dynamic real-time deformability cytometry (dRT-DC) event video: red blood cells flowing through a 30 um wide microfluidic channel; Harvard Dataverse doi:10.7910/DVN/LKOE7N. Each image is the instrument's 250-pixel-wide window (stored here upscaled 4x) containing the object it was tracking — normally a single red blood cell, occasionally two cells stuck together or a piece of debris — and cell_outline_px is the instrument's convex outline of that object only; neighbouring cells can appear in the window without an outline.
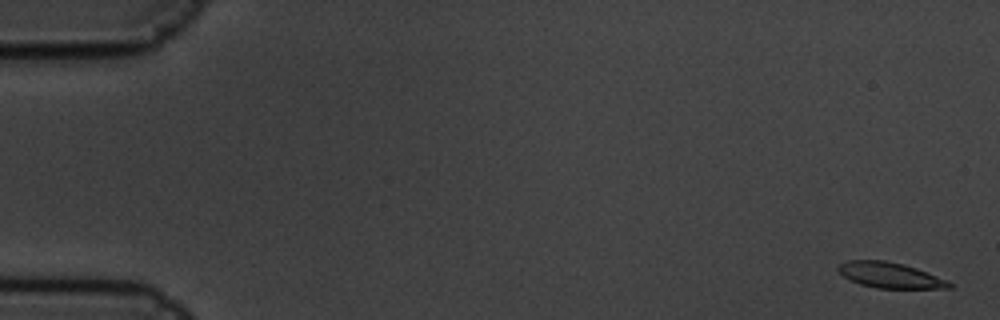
{"species": "common noctule bat (a hibernating species)", "species_latin": "Nyctalus noctula", "temperature_condition": "cold", "stored_images_in_passage": 7, "camera_frame_rate_fps": 3000, "um_per_image_px": 0.085, "animal": {"sex": "male", "body_mass_g": 19.5, "forearm_length_mm": 54.6}, "frame": {"image": 1, "passage_image": 1, "time_ms": 0.0, "image_size_px": [1000, 320], "cell_outline_px": [[952, 288], [876, 288], [860, 284], [844, 276], [836, 268], [840, 264], [848, 260], [884, 260], [904, 264], [916, 268], [948, 280], [952, 284]], "centroid_in_image_um": [75.66, 23.39], "position_along_channel_um": 9.3, "area_um2": 16.42}}
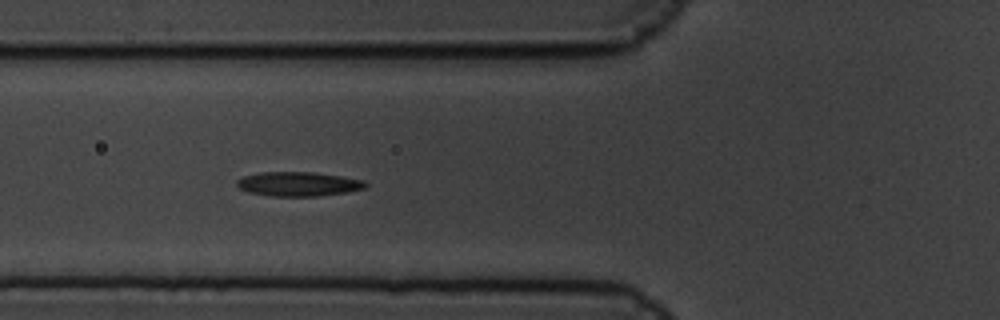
{"frame": {"image": 2, "passage_image": 6, "time_ms": 1.667, "image_size_px": [1000, 320], "cell_outline_px": [[368, 184], [364, 188], [348, 192], [316, 196], [272, 196], [248, 192], [240, 188], [236, 184], [236, 180], [244, 176], [260, 172], [312, 172], [340, 176], [364, 180]], "centroid_in_image_um": [25.35, 15.64], "position_along_channel_um": 100.4, "area_um2": 18.15}}
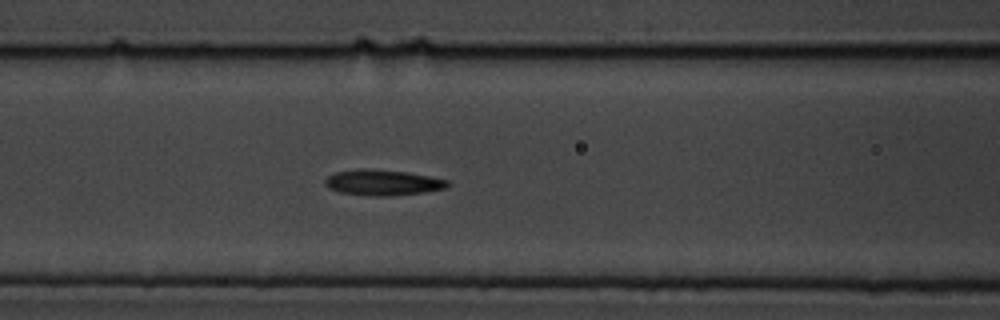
{"frame": {"image": 3, "passage_image": 7, "time_ms": 2.0, "image_size_px": [1000, 320], "cell_outline_px": [[452, 184], [444, 188], [424, 192], [392, 196], [372, 196], [340, 192], [328, 188], [324, 184], [324, 180], [328, 176], [336, 172], [364, 168], [368, 168], [404, 172], [428, 176], [448, 180]], "centroid_in_image_um": [32.52, 15.52], "position_along_channel_um": 134.1, "area_um2": 18.26}}